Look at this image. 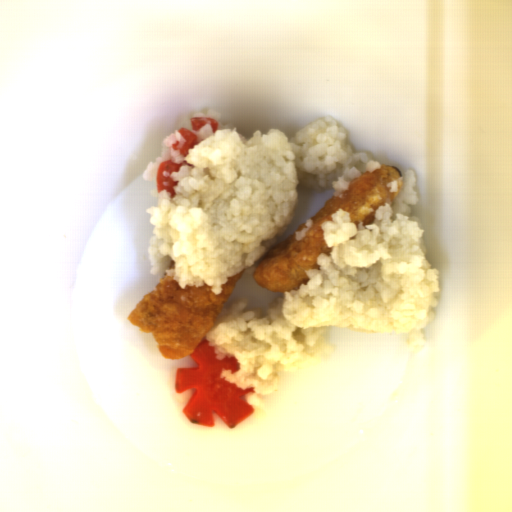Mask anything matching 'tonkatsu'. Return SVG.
Returning <instances> with one entry per match:
<instances>
[{"label":"tonkatsu","instance_id":"d4beea91","mask_svg":"<svg viewBox=\"0 0 512 512\" xmlns=\"http://www.w3.org/2000/svg\"><path fill=\"white\" fill-rule=\"evenodd\" d=\"M402 177L399 168L384 164L354 179L343 196H334L323 204L320 212L311 219L313 224L302 239L296 240L295 233L306 229V222L268 252L255 266V282L261 288L282 293L297 291L300 284L307 285L306 270L320 269L317 263L319 255L324 253L329 257L332 250L325 241L322 224L332 221V215L339 209L346 210L355 225L363 222L364 227L373 223L377 209L392 203L403 186L401 183L396 192H389L386 184Z\"/></svg>","mask_w":512,"mask_h":512},{"label":"tonkatsu","instance_id":"3a3dc1c2","mask_svg":"<svg viewBox=\"0 0 512 512\" xmlns=\"http://www.w3.org/2000/svg\"><path fill=\"white\" fill-rule=\"evenodd\" d=\"M244 270L228 278L219 294L209 284L182 289L174 277L164 273L127 319L156 340L163 359H185L211 331Z\"/></svg>","mask_w":512,"mask_h":512},{"label":"tonkatsu","instance_id":"08166bc2","mask_svg":"<svg viewBox=\"0 0 512 512\" xmlns=\"http://www.w3.org/2000/svg\"><path fill=\"white\" fill-rule=\"evenodd\" d=\"M175 264H176V261H174L173 259H171L169 265H168V269L169 270H174L175 269Z\"/></svg>","mask_w":512,"mask_h":512}]
</instances>
